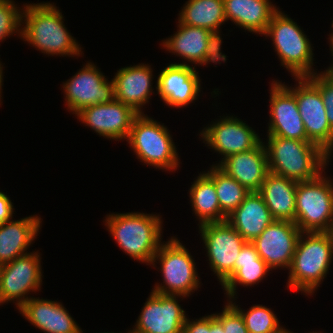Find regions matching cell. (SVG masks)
<instances>
[{
	"label": "cell",
	"mask_w": 333,
	"mask_h": 333,
	"mask_svg": "<svg viewBox=\"0 0 333 333\" xmlns=\"http://www.w3.org/2000/svg\"><path fill=\"white\" fill-rule=\"evenodd\" d=\"M23 8L25 26L21 28V38L24 41L48 55H81L80 44L66 29L63 15L55 5L43 2Z\"/></svg>",
	"instance_id": "obj_1"
},
{
	"label": "cell",
	"mask_w": 333,
	"mask_h": 333,
	"mask_svg": "<svg viewBox=\"0 0 333 333\" xmlns=\"http://www.w3.org/2000/svg\"><path fill=\"white\" fill-rule=\"evenodd\" d=\"M267 137L264 146L271 173L302 182L317 178L328 166L331 156L310 140Z\"/></svg>",
	"instance_id": "obj_2"
},
{
	"label": "cell",
	"mask_w": 333,
	"mask_h": 333,
	"mask_svg": "<svg viewBox=\"0 0 333 333\" xmlns=\"http://www.w3.org/2000/svg\"><path fill=\"white\" fill-rule=\"evenodd\" d=\"M332 256L333 232H301L289 267L287 286L312 295L326 278Z\"/></svg>",
	"instance_id": "obj_3"
},
{
	"label": "cell",
	"mask_w": 333,
	"mask_h": 333,
	"mask_svg": "<svg viewBox=\"0 0 333 333\" xmlns=\"http://www.w3.org/2000/svg\"><path fill=\"white\" fill-rule=\"evenodd\" d=\"M159 215L145 213L109 214L105 226L118 246L131 258L151 262L161 242L162 221Z\"/></svg>",
	"instance_id": "obj_4"
},
{
	"label": "cell",
	"mask_w": 333,
	"mask_h": 333,
	"mask_svg": "<svg viewBox=\"0 0 333 333\" xmlns=\"http://www.w3.org/2000/svg\"><path fill=\"white\" fill-rule=\"evenodd\" d=\"M263 35L272 38L281 65L294 78L309 77L315 73L312 68L314 53L311 43L300 26L287 14L278 9Z\"/></svg>",
	"instance_id": "obj_5"
},
{
	"label": "cell",
	"mask_w": 333,
	"mask_h": 333,
	"mask_svg": "<svg viewBox=\"0 0 333 333\" xmlns=\"http://www.w3.org/2000/svg\"><path fill=\"white\" fill-rule=\"evenodd\" d=\"M322 175L297 182L294 223L301 232H333V182Z\"/></svg>",
	"instance_id": "obj_6"
},
{
	"label": "cell",
	"mask_w": 333,
	"mask_h": 333,
	"mask_svg": "<svg viewBox=\"0 0 333 333\" xmlns=\"http://www.w3.org/2000/svg\"><path fill=\"white\" fill-rule=\"evenodd\" d=\"M164 125L144 114H138L126 140L138 159L155 168L174 171L179 166L176 146Z\"/></svg>",
	"instance_id": "obj_7"
},
{
	"label": "cell",
	"mask_w": 333,
	"mask_h": 333,
	"mask_svg": "<svg viewBox=\"0 0 333 333\" xmlns=\"http://www.w3.org/2000/svg\"><path fill=\"white\" fill-rule=\"evenodd\" d=\"M157 260L161 265L159 270L162 272L165 285L156 284L152 291L186 298L200 287L194 259L177 238L171 237L167 243L160 244L151 262L154 268Z\"/></svg>",
	"instance_id": "obj_8"
},
{
	"label": "cell",
	"mask_w": 333,
	"mask_h": 333,
	"mask_svg": "<svg viewBox=\"0 0 333 333\" xmlns=\"http://www.w3.org/2000/svg\"><path fill=\"white\" fill-rule=\"evenodd\" d=\"M212 271L223 285L235 273V260L244 238L227 220L199 225Z\"/></svg>",
	"instance_id": "obj_9"
},
{
	"label": "cell",
	"mask_w": 333,
	"mask_h": 333,
	"mask_svg": "<svg viewBox=\"0 0 333 333\" xmlns=\"http://www.w3.org/2000/svg\"><path fill=\"white\" fill-rule=\"evenodd\" d=\"M294 79L298 81L297 87L285 86L296 97L307 138L332 156L333 129L328 123L320 90L307 77Z\"/></svg>",
	"instance_id": "obj_10"
},
{
	"label": "cell",
	"mask_w": 333,
	"mask_h": 333,
	"mask_svg": "<svg viewBox=\"0 0 333 333\" xmlns=\"http://www.w3.org/2000/svg\"><path fill=\"white\" fill-rule=\"evenodd\" d=\"M178 23L175 35L163 41L167 51L199 65L226 62V55L221 53L222 39L207 29Z\"/></svg>",
	"instance_id": "obj_11"
},
{
	"label": "cell",
	"mask_w": 333,
	"mask_h": 333,
	"mask_svg": "<svg viewBox=\"0 0 333 333\" xmlns=\"http://www.w3.org/2000/svg\"><path fill=\"white\" fill-rule=\"evenodd\" d=\"M41 270L38 252L25 254L0 265V297L3 304L13 300L20 309L30 299L28 292L40 290L43 277Z\"/></svg>",
	"instance_id": "obj_12"
},
{
	"label": "cell",
	"mask_w": 333,
	"mask_h": 333,
	"mask_svg": "<svg viewBox=\"0 0 333 333\" xmlns=\"http://www.w3.org/2000/svg\"><path fill=\"white\" fill-rule=\"evenodd\" d=\"M65 101L70 112L100 103H109L115 99L113 80L108 81L93 64L86 65L63 84Z\"/></svg>",
	"instance_id": "obj_13"
},
{
	"label": "cell",
	"mask_w": 333,
	"mask_h": 333,
	"mask_svg": "<svg viewBox=\"0 0 333 333\" xmlns=\"http://www.w3.org/2000/svg\"><path fill=\"white\" fill-rule=\"evenodd\" d=\"M185 311L177 295L151 292L136 321L135 333H181L186 322Z\"/></svg>",
	"instance_id": "obj_14"
},
{
	"label": "cell",
	"mask_w": 333,
	"mask_h": 333,
	"mask_svg": "<svg viewBox=\"0 0 333 333\" xmlns=\"http://www.w3.org/2000/svg\"><path fill=\"white\" fill-rule=\"evenodd\" d=\"M300 233L294 222L274 220L251 243L271 269H289Z\"/></svg>",
	"instance_id": "obj_15"
},
{
	"label": "cell",
	"mask_w": 333,
	"mask_h": 333,
	"mask_svg": "<svg viewBox=\"0 0 333 333\" xmlns=\"http://www.w3.org/2000/svg\"><path fill=\"white\" fill-rule=\"evenodd\" d=\"M200 134L207 146L223 155L222 160L229 155L249 151L262 141L251 127L233 116L213 122Z\"/></svg>",
	"instance_id": "obj_16"
},
{
	"label": "cell",
	"mask_w": 333,
	"mask_h": 333,
	"mask_svg": "<svg viewBox=\"0 0 333 333\" xmlns=\"http://www.w3.org/2000/svg\"><path fill=\"white\" fill-rule=\"evenodd\" d=\"M99 135L111 140L128 139L134 118L138 115L131 107L114 99L81 109L75 114Z\"/></svg>",
	"instance_id": "obj_17"
},
{
	"label": "cell",
	"mask_w": 333,
	"mask_h": 333,
	"mask_svg": "<svg viewBox=\"0 0 333 333\" xmlns=\"http://www.w3.org/2000/svg\"><path fill=\"white\" fill-rule=\"evenodd\" d=\"M270 91L268 136L309 140L294 94L285 84L275 80L272 81Z\"/></svg>",
	"instance_id": "obj_18"
},
{
	"label": "cell",
	"mask_w": 333,
	"mask_h": 333,
	"mask_svg": "<svg viewBox=\"0 0 333 333\" xmlns=\"http://www.w3.org/2000/svg\"><path fill=\"white\" fill-rule=\"evenodd\" d=\"M192 67L185 63H171L158 75L157 94L164 103L173 107H185L197 99L200 92V78Z\"/></svg>",
	"instance_id": "obj_19"
},
{
	"label": "cell",
	"mask_w": 333,
	"mask_h": 333,
	"mask_svg": "<svg viewBox=\"0 0 333 333\" xmlns=\"http://www.w3.org/2000/svg\"><path fill=\"white\" fill-rule=\"evenodd\" d=\"M216 164L250 192L259 191L269 173L267 151L263 141L249 151L229 155Z\"/></svg>",
	"instance_id": "obj_20"
},
{
	"label": "cell",
	"mask_w": 333,
	"mask_h": 333,
	"mask_svg": "<svg viewBox=\"0 0 333 333\" xmlns=\"http://www.w3.org/2000/svg\"><path fill=\"white\" fill-rule=\"evenodd\" d=\"M141 64L119 69L112 79L115 99L131 107L138 114H144L141 108L149 102L153 91V70L151 66Z\"/></svg>",
	"instance_id": "obj_21"
},
{
	"label": "cell",
	"mask_w": 333,
	"mask_h": 333,
	"mask_svg": "<svg viewBox=\"0 0 333 333\" xmlns=\"http://www.w3.org/2000/svg\"><path fill=\"white\" fill-rule=\"evenodd\" d=\"M19 312L33 326L45 333H80L81 331L61 302L30 297Z\"/></svg>",
	"instance_id": "obj_22"
},
{
	"label": "cell",
	"mask_w": 333,
	"mask_h": 333,
	"mask_svg": "<svg viewBox=\"0 0 333 333\" xmlns=\"http://www.w3.org/2000/svg\"><path fill=\"white\" fill-rule=\"evenodd\" d=\"M226 220L246 242H252L275 219L262 195L258 191H251Z\"/></svg>",
	"instance_id": "obj_23"
},
{
	"label": "cell",
	"mask_w": 333,
	"mask_h": 333,
	"mask_svg": "<svg viewBox=\"0 0 333 333\" xmlns=\"http://www.w3.org/2000/svg\"><path fill=\"white\" fill-rule=\"evenodd\" d=\"M41 222L36 215L0 224V265L28 254L25 251L37 237Z\"/></svg>",
	"instance_id": "obj_24"
},
{
	"label": "cell",
	"mask_w": 333,
	"mask_h": 333,
	"mask_svg": "<svg viewBox=\"0 0 333 333\" xmlns=\"http://www.w3.org/2000/svg\"><path fill=\"white\" fill-rule=\"evenodd\" d=\"M297 182L269 172L258 191L275 220L295 222Z\"/></svg>",
	"instance_id": "obj_25"
},
{
	"label": "cell",
	"mask_w": 333,
	"mask_h": 333,
	"mask_svg": "<svg viewBox=\"0 0 333 333\" xmlns=\"http://www.w3.org/2000/svg\"><path fill=\"white\" fill-rule=\"evenodd\" d=\"M270 0H224L226 20L238 27L263 35L279 9Z\"/></svg>",
	"instance_id": "obj_26"
},
{
	"label": "cell",
	"mask_w": 333,
	"mask_h": 333,
	"mask_svg": "<svg viewBox=\"0 0 333 333\" xmlns=\"http://www.w3.org/2000/svg\"><path fill=\"white\" fill-rule=\"evenodd\" d=\"M272 270L259 256L251 242H246L235 260V273L222 285L229 299H234L236 287L253 286L265 278V275Z\"/></svg>",
	"instance_id": "obj_27"
},
{
	"label": "cell",
	"mask_w": 333,
	"mask_h": 333,
	"mask_svg": "<svg viewBox=\"0 0 333 333\" xmlns=\"http://www.w3.org/2000/svg\"><path fill=\"white\" fill-rule=\"evenodd\" d=\"M178 20L193 27L207 29L220 39V26L225 23L224 0H188Z\"/></svg>",
	"instance_id": "obj_28"
},
{
	"label": "cell",
	"mask_w": 333,
	"mask_h": 333,
	"mask_svg": "<svg viewBox=\"0 0 333 333\" xmlns=\"http://www.w3.org/2000/svg\"><path fill=\"white\" fill-rule=\"evenodd\" d=\"M189 190L190 202L199 218V225L226 220L219 205L214 181L206 172L200 173Z\"/></svg>",
	"instance_id": "obj_29"
},
{
	"label": "cell",
	"mask_w": 333,
	"mask_h": 333,
	"mask_svg": "<svg viewBox=\"0 0 333 333\" xmlns=\"http://www.w3.org/2000/svg\"><path fill=\"white\" fill-rule=\"evenodd\" d=\"M206 174L214 181L220 208L227 218L244 201L245 196L250 191L227 175L216 164L212 165Z\"/></svg>",
	"instance_id": "obj_30"
},
{
	"label": "cell",
	"mask_w": 333,
	"mask_h": 333,
	"mask_svg": "<svg viewBox=\"0 0 333 333\" xmlns=\"http://www.w3.org/2000/svg\"><path fill=\"white\" fill-rule=\"evenodd\" d=\"M229 302L240 312L242 315L245 326L249 333H275L279 331L280 327L277 316L263 305L251 306L247 312L242 310L238 305L233 303L232 299Z\"/></svg>",
	"instance_id": "obj_31"
},
{
	"label": "cell",
	"mask_w": 333,
	"mask_h": 333,
	"mask_svg": "<svg viewBox=\"0 0 333 333\" xmlns=\"http://www.w3.org/2000/svg\"><path fill=\"white\" fill-rule=\"evenodd\" d=\"M12 0H0V42L16 32L20 34L22 9H18Z\"/></svg>",
	"instance_id": "obj_32"
},
{
	"label": "cell",
	"mask_w": 333,
	"mask_h": 333,
	"mask_svg": "<svg viewBox=\"0 0 333 333\" xmlns=\"http://www.w3.org/2000/svg\"><path fill=\"white\" fill-rule=\"evenodd\" d=\"M307 78L320 90L327 120L333 129V72L327 68L326 71L314 73Z\"/></svg>",
	"instance_id": "obj_33"
},
{
	"label": "cell",
	"mask_w": 333,
	"mask_h": 333,
	"mask_svg": "<svg viewBox=\"0 0 333 333\" xmlns=\"http://www.w3.org/2000/svg\"><path fill=\"white\" fill-rule=\"evenodd\" d=\"M213 315L222 324L224 333H249L242 315L230 302H227L222 313Z\"/></svg>",
	"instance_id": "obj_34"
},
{
	"label": "cell",
	"mask_w": 333,
	"mask_h": 333,
	"mask_svg": "<svg viewBox=\"0 0 333 333\" xmlns=\"http://www.w3.org/2000/svg\"><path fill=\"white\" fill-rule=\"evenodd\" d=\"M183 330L186 333H208V316L194 321L186 319Z\"/></svg>",
	"instance_id": "obj_35"
},
{
	"label": "cell",
	"mask_w": 333,
	"mask_h": 333,
	"mask_svg": "<svg viewBox=\"0 0 333 333\" xmlns=\"http://www.w3.org/2000/svg\"><path fill=\"white\" fill-rule=\"evenodd\" d=\"M12 204L10 198L0 191V224L12 219L14 213Z\"/></svg>",
	"instance_id": "obj_36"
},
{
	"label": "cell",
	"mask_w": 333,
	"mask_h": 333,
	"mask_svg": "<svg viewBox=\"0 0 333 333\" xmlns=\"http://www.w3.org/2000/svg\"><path fill=\"white\" fill-rule=\"evenodd\" d=\"M208 333H224L222 324L213 314L208 315Z\"/></svg>",
	"instance_id": "obj_37"
},
{
	"label": "cell",
	"mask_w": 333,
	"mask_h": 333,
	"mask_svg": "<svg viewBox=\"0 0 333 333\" xmlns=\"http://www.w3.org/2000/svg\"><path fill=\"white\" fill-rule=\"evenodd\" d=\"M0 62V102H1V89H2V81H3V67L1 66ZM1 105V103H0Z\"/></svg>",
	"instance_id": "obj_38"
},
{
	"label": "cell",
	"mask_w": 333,
	"mask_h": 333,
	"mask_svg": "<svg viewBox=\"0 0 333 333\" xmlns=\"http://www.w3.org/2000/svg\"><path fill=\"white\" fill-rule=\"evenodd\" d=\"M333 22V21H332ZM332 28H333V23H332ZM329 36H331V37H329L330 39V42H331V44H330V48H331V53H332V56H333V33H331V35H329Z\"/></svg>",
	"instance_id": "obj_39"
},
{
	"label": "cell",
	"mask_w": 333,
	"mask_h": 333,
	"mask_svg": "<svg viewBox=\"0 0 333 333\" xmlns=\"http://www.w3.org/2000/svg\"><path fill=\"white\" fill-rule=\"evenodd\" d=\"M275 333H292V332L288 331L287 329H284V327H283V328H281L279 331H277Z\"/></svg>",
	"instance_id": "obj_40"
},
{
	"label": "cell",
	"mask_w": 333,
	"mask_h": 333,
	"mask_svg": "<svg viewBox=\"0 0 333 333\" xmlns=\"http://www.w3.org/2000/svg\"><path fill=\"white\" fill-rule=\"evenodd\" d=\"M328 68L333 72V64L331 65V67Z\"/></svg>",
	"instance_id": "obj_41"
}]
</instances>
